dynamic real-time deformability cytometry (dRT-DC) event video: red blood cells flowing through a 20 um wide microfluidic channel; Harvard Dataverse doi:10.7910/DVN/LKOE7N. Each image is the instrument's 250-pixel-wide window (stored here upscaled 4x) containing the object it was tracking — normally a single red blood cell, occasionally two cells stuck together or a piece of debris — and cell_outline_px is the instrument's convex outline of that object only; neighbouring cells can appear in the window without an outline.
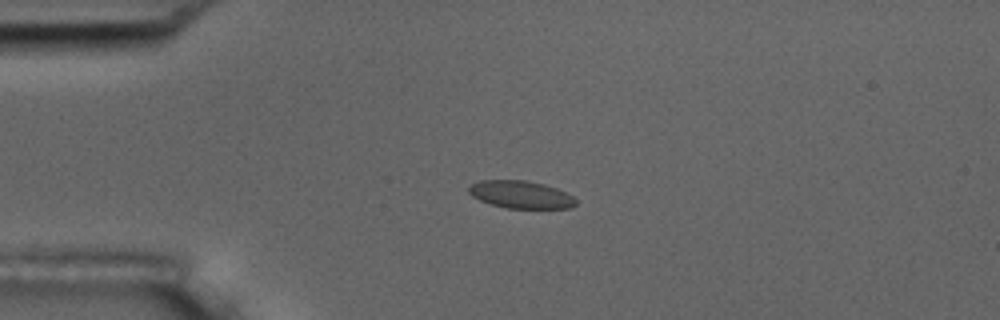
{"species": "common noctule bat (a hibernating species)", "species_latin": "Nyctalus noctula", "temperature_condition": "room temperature", "stored_images_in_passage": 43, "camera_frame_rate_fps": 3000, "um_per_image_px": 0.085, "animal": {"sex": "male", "body_mass_g": 17.5, "forearm_length_mm": 52.3}, "frame": {"image": 1, "passage_image": 1, "time_ms": 0.0, "image_size_px": [1000, 320], "cell_outline_px": [[576, 204], [568, 208], [508, 208], [492, 204], [480, 200], [472, 196], [468, 192], [468, 188], [472, 184], [480, 180], [524, 180], [544, 184], [556, 188], [572, 196], [576, 200]], "centroid_in_image_um": [44.25, 16.53], "position_along_channel_um": 40.8, "area_um2": 16.99}}
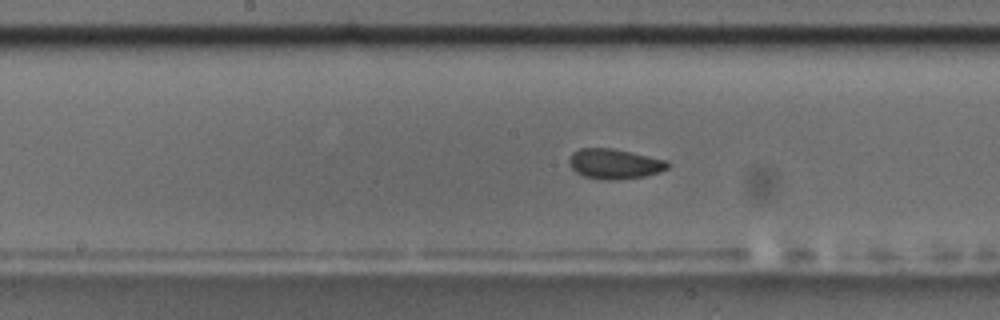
{"frame": {"image": 2, "passage_image": 16, "time_ms": 5.0, "image_size_px": [1000, 320], "cell_outline_px": [[672, 164], [668, 168], [660, 172], [644, 176], [616, 180], [600, 180], [584, 176], [576, 172], [568, 164], [568, 160], [572, 152], [580, 148], [612, 148], [668, 160]], "centroid_in_image_um": [52.24, 13.93], "position_along_channel_um": 196.0, "area_um2": 17.51}}
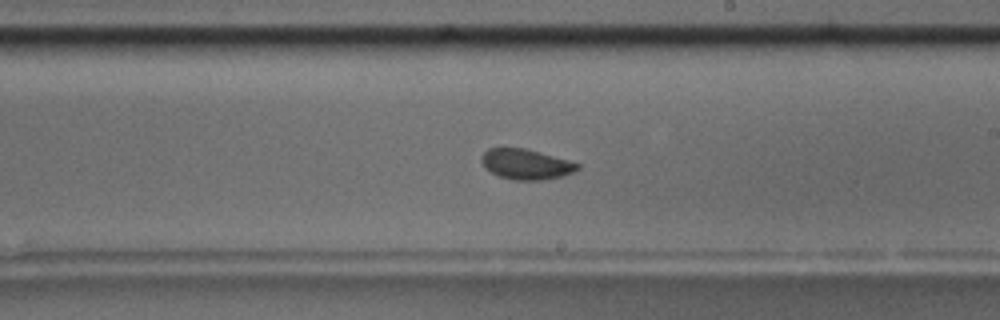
{"frame": {"image": 3, "passage_image": 20, "time_ms": 6.333, "image_size_px": [1000, 320], "cell_outline_px": [[580, 168], [564, 176], [544, 180], [512, 180], [500, 176], [484, 168], [480, 160], [480, 156], [488, 148], [524, 148], [568, 160], [580, 164]], "centroid_in_image_um": [44.69, 13.96], "position_along_channel_um": 244.3, "area_um2": 16.99}, "authors_computed_cell_mechanics": {"area_um2": 17.051, "velocity_mm_per_s": 3.6412, "shape_relaxation_time_tau1_ms": 4.7557, "shape_relaxation_time_tau2_ms": 0.9495, "deformation_change_tau1": 0.1232, "deformation_change_tau2": 0.0579}}